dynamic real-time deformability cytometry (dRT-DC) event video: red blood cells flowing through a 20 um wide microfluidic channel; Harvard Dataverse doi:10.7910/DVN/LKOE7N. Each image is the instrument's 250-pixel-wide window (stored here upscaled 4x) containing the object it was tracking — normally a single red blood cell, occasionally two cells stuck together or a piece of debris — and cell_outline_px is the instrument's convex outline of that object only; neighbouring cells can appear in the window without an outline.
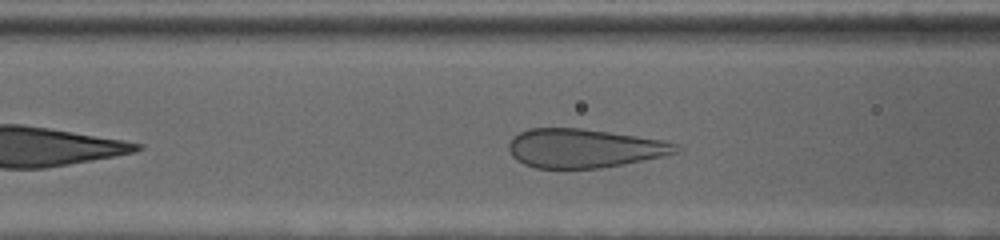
{"species": "human", "species_latin": "Homo sapiens", "temperature_condition": "cold", "stored_images_in_passage": 45, "camera_frame_rate_fps": 3000, "um_per_image_px": 0.085, "donor": {"sex": "female"}, "frame": {"image": 1, "passage_image": 8, "time_ms": 2.333, "image_size_px": [1000, 240], "cell_outline_px": [[680, 148], [676, 152], [660, 156], [624, 164], [600, 168], [536, 168], [524, 164], [516, 160], [512, 156], [508, 148], [508, 144], [512, 136], [528, 128], [580, 128], [608, 132], [660, 140], [676, 144]], "centroid_in_image_um": [49.55, 12.6], "position_along_channel_um": 117.0, "area_um2": 37.51}}
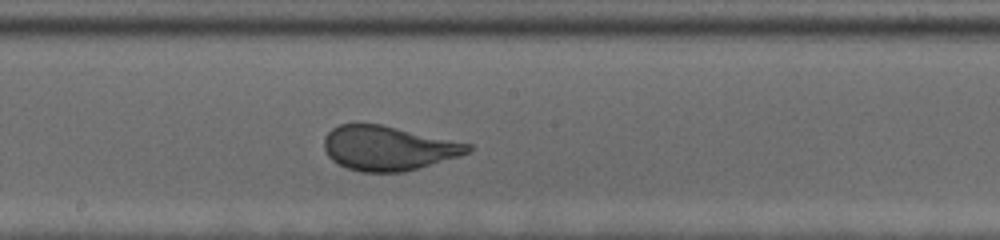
{"frame": {"image": 2, "passage_image": 18, "time_ms": 5.667, "image_size_px": [1000, 240], "cell_outline_px": [[472, 148], [468, 152], [456, 156], [404, 172], [360, 172], [348, 168], [332, 160], [328, 156], [324, 148], [324, 136], [332, 128], [340, 124], [380, 124], [472, 144]], "centroid_in_image_um": [32.94, 12.59], "position_along_channel_um": 215.3, "area_um2": 36.82}}
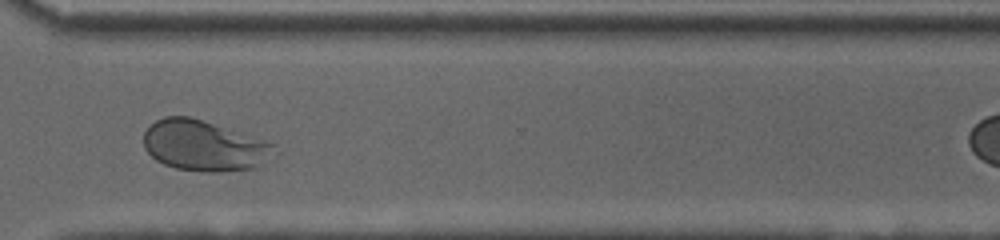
{"frame": {"image": 3, "passage_image": 32, "time_ms": 10.333, "image_size_px": [1000, 240], "cell_outline_px": [[272, 148], [256, 168], [220, 172], [204, 172], [176, 168], [164, 164], [156, 160], [144, 148], [144, 132], [156, 120], [164, 116], [188, 116], [264, 140], [272, 144]], "centroid_in_image_um": [17.23, 12.39], "position_along_channel_um": 353.4, "area_um2": 37.51}}